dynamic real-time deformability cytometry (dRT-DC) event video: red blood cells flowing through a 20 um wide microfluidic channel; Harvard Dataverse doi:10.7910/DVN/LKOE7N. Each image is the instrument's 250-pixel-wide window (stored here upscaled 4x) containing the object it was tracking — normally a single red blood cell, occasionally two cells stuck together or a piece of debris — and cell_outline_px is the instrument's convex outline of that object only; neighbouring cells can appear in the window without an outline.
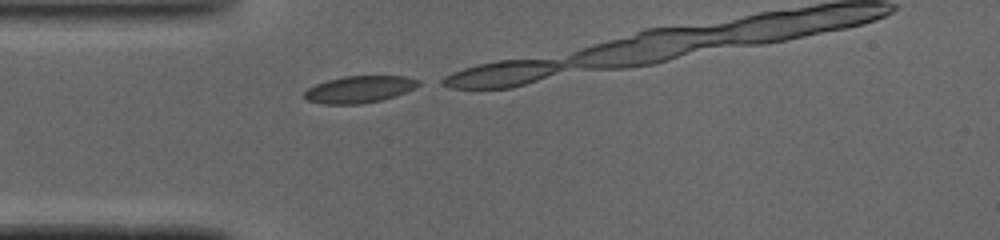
{"species": "common noctule bat (a hibernating species)", "species_latin": "Nyctalus noctula", "temperature_condition": "cold", "stored_images_in_passage": 4, "camera_frame_rate_fps": 3000, "um_per_image_px": 0.085, "animal": {"sex": "male", "body_mass_g": 19.0, "forearm_length_mm": 50.8}, "frame": {"image": 1, "passage_image": 1, "time_ms": 0.0, "image_size_px": [1000, 240], "cell_outline_px": [[420, 84], [396, 96], [380, 100], [360, 104], [324, 104], [308, 100], [304, 96], [304, 92], [308, 88], [316, 84], [328, 80], [344, 76], [404, 76], [420, 80]], "centroid_in_image_um": [30.53, 7.59], "position_along_channel_um": 54.5, "area_um2": 17.69}}